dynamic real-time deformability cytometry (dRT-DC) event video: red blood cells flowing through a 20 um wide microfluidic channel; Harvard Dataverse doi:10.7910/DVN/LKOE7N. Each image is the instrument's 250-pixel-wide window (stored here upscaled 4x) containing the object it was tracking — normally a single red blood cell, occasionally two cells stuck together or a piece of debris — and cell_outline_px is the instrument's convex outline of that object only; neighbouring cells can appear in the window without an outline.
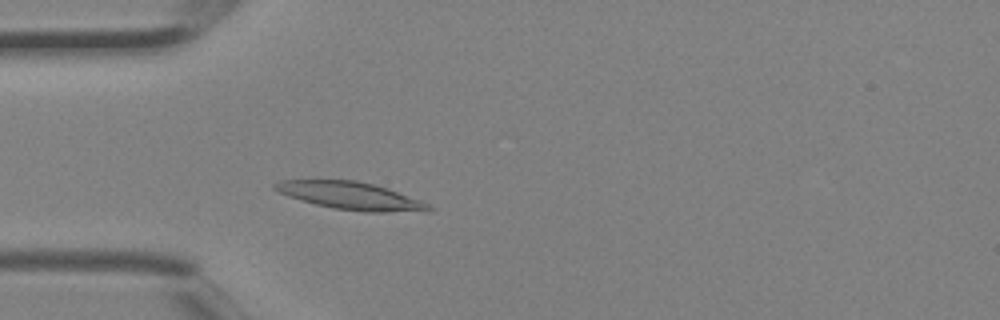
{"species": "Egyptian fruit bat (a non-hibernating species)", "species_latin": "Rousettus aegyptiacus", "temperature_condition": "room temperature", "stored_images_in_passage": 3, "camera_frame_rate_fps": 3000, "um_per_image_px": 0.085, "animal": {"sex": "female"}, "frame": {"image": 1, "passage_image": 3, "time_ms": 0.667, "image_size_px": [1000, 320], "cell_outline_px": [[436, 208], [432, 212], [368, 212], [332, 208], [300, 200], [288, 196], [272, 188], [272, 184], [280, 180], [356, 180], [388, 188], [420, 200]], "centroid_in_image_um": [29.86, 16.65], "position_along_channel_um": 55.1, "area_um2": 24.91}}